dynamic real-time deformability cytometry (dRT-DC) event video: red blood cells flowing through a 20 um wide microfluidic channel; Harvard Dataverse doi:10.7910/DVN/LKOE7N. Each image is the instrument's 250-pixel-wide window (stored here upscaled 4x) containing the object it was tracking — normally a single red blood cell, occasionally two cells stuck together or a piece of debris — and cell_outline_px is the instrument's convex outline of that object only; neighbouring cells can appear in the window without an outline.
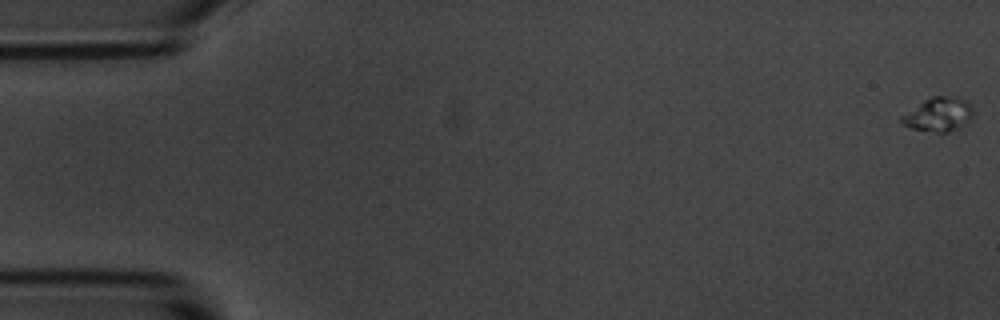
{"species": "common noctule bat (a hibernating species)", "species_latin": "Nyctalus noctula", "temperature_condition": "room temperature", "stored_images_in_passage": 45, "camera_frame_rate_fps": 3000, "um_per_image_px": 0.085, "animal": {"sex": "male", "body_mass_g": 20.1, "forearm_length_mm": 53.5}, "frame": {"image": 1, "passage_image": 1, "time_ms": 0.0, "image_size_px": [1000, 320], "cell_outline_px": [[972, 116], [948, 132], [936, 132], [912, 128], [904, 124], [900, 120], [900, 116], [924, 100], [932, 96], [944, 96], [964, 100], [972, 108]], "centroid_in_image_um": [79.7, 9.71], "position_along_channel_um": 5.3, "area_um2": 13.41}}
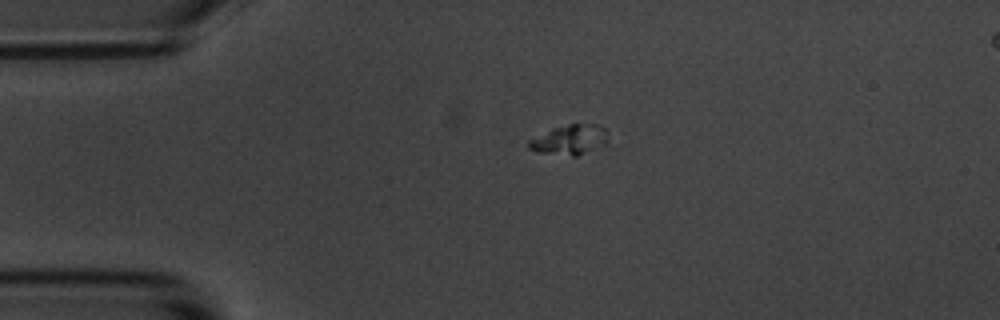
{"frame": {"image": 2, "passage_image": 13, "time_ms": 4.0, "image_size_px": [1000, 320], "cell_outline_px": [[604, 140], [576, 156], [572, 156], [540, 152], [528, 148], [528, 140], [552, 128], [568, 124], [600, 124], [604, 128]], "centroid_in_image_um": [48.29, 11.84], "position_along_channel_um": 36.7, "area_um2": 12.95}}
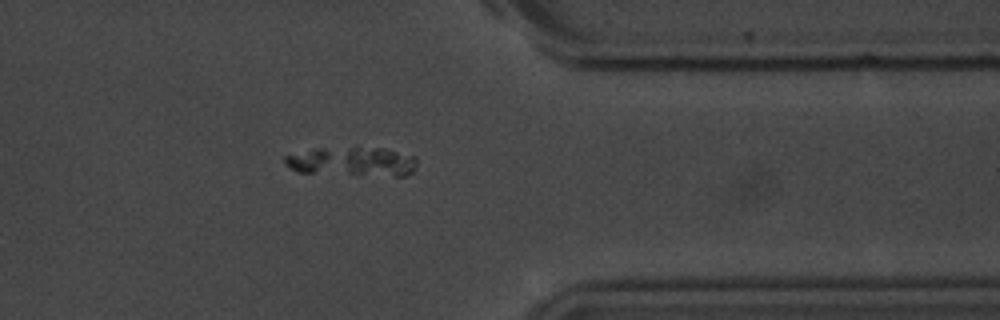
{"frame": {"image": 3, "passage_image": 45, "time_ms": 14.667, "image_size_px": [1000, 320], "cell_outline_px": [[416, 168], [412, 172], [404, 176], [392, 176], [348, 172], [340, 156], [344, 152], [352, 148], [384, 148], [416, 156]], "centroid_in_image_um": [32.19, 13.75], "position_along_channel_um": 379.2, "area_um2": 12.54}}